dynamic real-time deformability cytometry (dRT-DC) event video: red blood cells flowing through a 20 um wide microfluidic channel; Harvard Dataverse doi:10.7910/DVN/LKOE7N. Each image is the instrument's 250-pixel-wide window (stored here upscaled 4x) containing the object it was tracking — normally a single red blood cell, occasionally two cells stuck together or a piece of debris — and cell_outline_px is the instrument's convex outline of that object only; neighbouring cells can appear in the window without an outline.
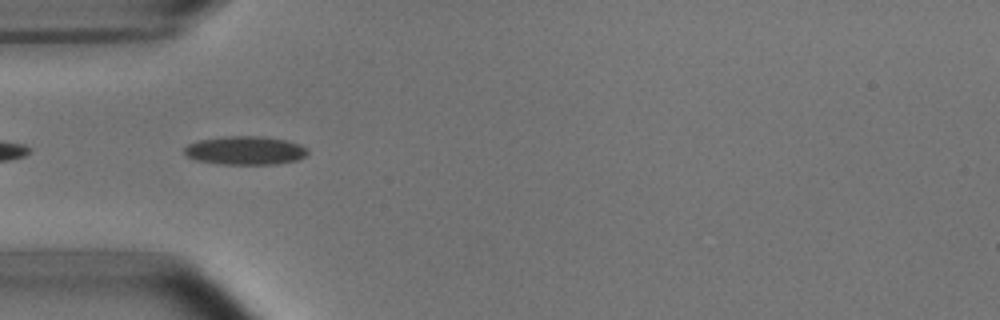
{"species": "common noctule bat (a hibernating species)", "species_latin": "Nyctalus noctula", "temperature_condition": "room temperature", "stored_images_in_passage": 4, "camera_frame_rate_fps": 3000, "um_per_image_px": 0.085, "animal": {"sex": "male", "body_mass_g": 15.6}, "frame": {"image": 1, "passage_image": 4, "time_ms": 3.667, "image_size_px": [1000, 320], "cell_outline_px": [[308, 152], [304, 156], [296, 160], [276, 164], [220, 164], [196, 160], [184, 156], [184, 148], [188, 144], [200, 140], [224, 136], [264, 136], [288, 140], [300, 144], [308, 148]], "centroid_in_image_um": [20.84, 12.78], "position_along_channel_um": 64.2, "area_um2": 20.69}}